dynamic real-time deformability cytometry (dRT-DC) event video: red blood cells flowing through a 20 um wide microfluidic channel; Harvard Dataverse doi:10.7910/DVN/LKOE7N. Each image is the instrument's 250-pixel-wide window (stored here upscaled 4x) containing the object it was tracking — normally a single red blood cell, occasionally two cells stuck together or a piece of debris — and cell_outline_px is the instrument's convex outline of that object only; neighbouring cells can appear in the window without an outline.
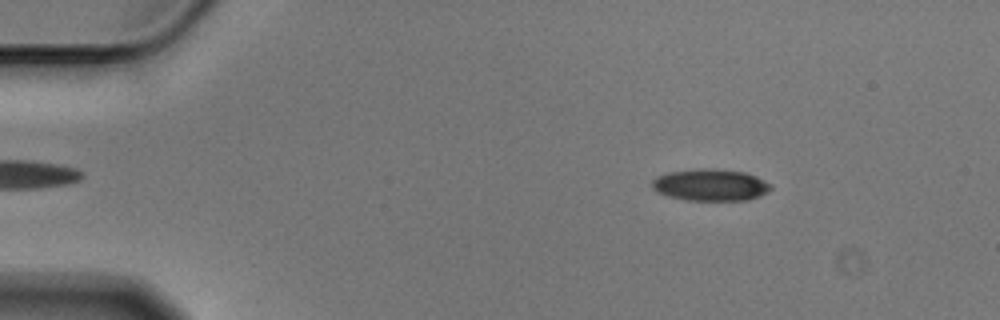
{"species": "Egyptian fruit bat (a non-hibernating species)", "species_latin": "Rousettus aegyptiacus", "temperature_condition": "cold", "stored_images_in_passage": 53, "camera_frame_rate_fps": 3000, "um_per_image_px": 0.085, "animal": {"sex": "male"}, "frame": {"image": 1, "passage_image": 4, "time_ms": 1.0, "image_size_px": [1000, 320], "cell_outline_px": [[772, 188], [768, 192], [760, 196], [748, 200], [688, 200], [668, 196], [656, 192], [652, 188], [652, 180], [656, 176], [668, 172], [696, 168], [716, 168], [744, 172], [756, 176], [772, 184]], "centroid_in_image_um": [60.39, 15.71], "position_along_channel_um": 24.6, "area_um2": 22.31}}
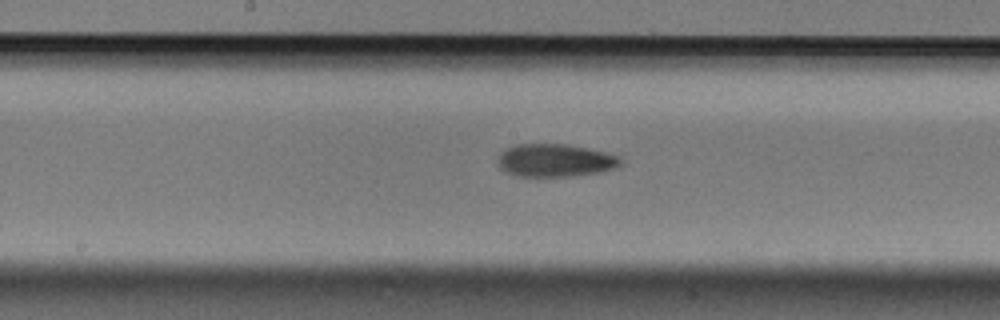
{"frame": {"image": 2, "passage_image": 25, "time_ms": 8.0, "image_size_px": [1000, 320], "cell_outline_px": [[620, 164], [616, 168], [600, 172], [572, 176], [520, 176], [508, 172], [500, 168], [500, 152], [508, 148], [520, 144], [568, 144], [588, 148], [604, 152], [616, 156], [620, 160]], "centroid_in_image_um": [47.21, 13.63], "position_along_channel_um": 201.0, "area_um2": 23.06}}
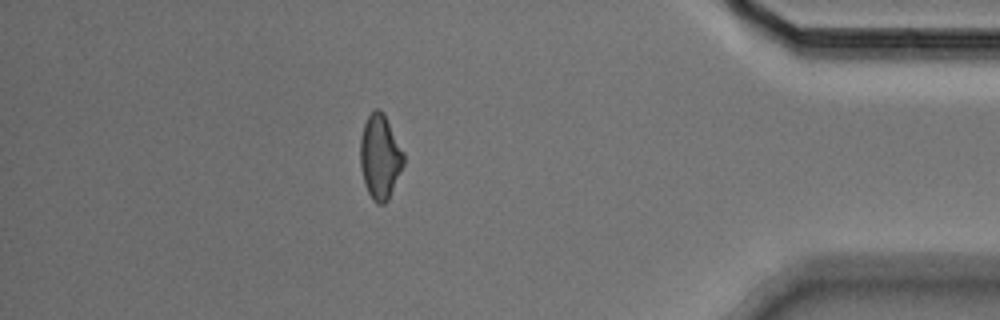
{"frame": {"image": 3, "passage_image": 45, "time_ms": 14.667, "image_size_px": [1000, 320], "cell_outline_px": [[404, 164], [388, 200], [384, 204], [376, 204], [372, 200], [364, 184], [360, 164], [360, 140], [364, 124], [368, 116], [376, 108], [384, 112], [404, 152]], "centroid_in_image_um": [32.3, 13.34], "position_along_channel_um": 402.9, "area_um2": 21.44}}